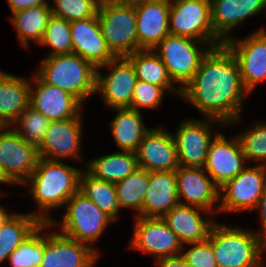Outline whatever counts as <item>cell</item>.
I'll return each instance as SVG.
<instances>
[{
  "label": "cell",
  "instance_id": "1",
  "mask_svg": "<svg viewBox=\"0 0 266 267\" xmlns=\"http://www.w3.org/2000/svg\"><path fill=\"white\" fill-rule=\"evenodd\" d=\"M247 94L237 60L225 44L208 51L193 79L181 90V98L225 127L238 122Z\"/></svg>",
  "mask_w": 266,
  "mask_h": 267
},
{
  "label": "cell",
  "instance_id": "2",
  "mask_svg": "<svg viewBox=\"0 0 266 267\" xmlns=\"http://www.w3.org/2000/svg\"><path fill=\"white\" fill-rule=\"evenodd\" d=\"M80 174V169L62 161L39 158L34 172L24 184L30 183V193L40 210L33 215L41 223H50L52 226L58 224L49 217L47 210L64 206L79 191Z\"/></svg>",
  "mask_w": 266,
  "mask_h": 267
},
{
  "label": "cell",
  "instance_id": "3",
  "mask_svg": "<svg viewBox=\"0 0 266 267\" xmlns=\"http://www.w3.org/2000/svg\"><path fill=\"white\" fill-rule=\"evenodd\" d=\"M217 267H262L266 243L254 232L214 223L208 236Z\"/></svg>",
  "mask_w": 266,
  "mask_h": 267
},
{
  "label": "cell",
  "instance_id": "4",
  "mask_svg": "<svg viewBox=\"0 0 266 267\" xmlns=\"http://www.w3.org/2000/svg\"><path fill=\"white\" fill-rule=\"evenodd\" d=\"M36 74L44 82L71 94L81 104L96 93L97 68L74 53L47 56Z\"/></svg>",
  "mask_w": 266,
  "mask_h": 267
},
{
  "label": "cell",
  "instance_id": "5",
  "mask_svg": "<svg viewBox=\"0 0 266 267\" xmlns=\"http://www.w3.org/2000/svg\"><path fill=\"white\" fill-rule=\"evenodd\" d=\"M97 17L106 45L115 57L138 51L135 5L102 0Z\"/></svg>",
  "mask_w": 266,
  "mask_h": 267
},
{
  "label": "cell",
  "instance_id": "6",
  "mask_svg": "<svg viewBox=\"0 0 266 267\" xmlns=\"http://www.w3.org/2000/svg\"><path fill=\"white\" fill-rule=\"evenodd\" d=\"M201 43L209 45L200 50L197 45ZM211 48L208 42L169 34L153 51L166 66L171 80L182 85L178 86L182 90L193 79L201 60Z\"/></svg>",
  "mask_w": 266,
  "mask_h": 267
},
{
  "label": "cell",
  "instance_id": "7",
  "mask_svg": "<svg viewBox=\"0 0 266 267\" xmlns=\"http://www.w3.org/2000/svg\"><path fill=\"white\" fill-rule=\"evenodd\" d=\"M168 22L171 35L208 42L212 47L224 44L212 28L210 0H170Z\"/></svg>",
  "mask_w": 266,
  "mask_h": 267
},
{
  "label": "cell",
  "instance_id": "8",
  "mask_svg": "<svg viewBox=\"0 0 266 267\" xmlns=\"http://www.w3.org/2000/svg\"><path fill=\"white\" fill-rule=\"evenodd\" d=\"M66 214L59 222L61 233L85 244H93L104 232L107 224L114 222L93 201L81 192L75 193L66 203Z\"/></svg>",
  "mask_w": 266,
  "mask_h": 267
},
{
  "label": "cell",
  "instance_id": "9",
  "mask_svg": "<svg viewBox=\"0 0 266 267\" xmlns=\"http://www.w3.org/2000/svg\"><path fill=\"white\" fill-rule=\"evenodd\" d=\"M266 184V165L246 167L233 179L219 188L224 192L219 196L221 204L217 206L218 212H233L255 210Z\"/></svg>",
  "mask_w": 266,
  "mask_h": 267
},
{
  "label": "cell",
  "instance_id": "10",
  "mask_svg": "<svg viewBox=\"0 0 266 267\" xmlns=\"http://www.w3.org/2000/svg\"><path fill=\"white\" fill-rule=\"evenodd\" d=\"M39 158L37 146L26 142L11 126L0 127V165L16 184H24Z\"/></svg>",
  "mask_w": 266,
  "mask_h": 267
},
{
  "label": "cell",
  "instance_id": "11",
  "mask_svg": "<svg viewBox=\"0 0 266 267\" xmlns=\"http://www.w3.org/2000/svg\"><path fill=\"white\" fill-rule=\"evenodd\" d=\"M211 123L220 127L225 126L221 121L211 118H206L205 122L187 119L180 124L176 134L173 135L179 166L203 168L209 144L212 137H215L212 136Z\"/></svg>",
  "mask_w": 266,
  "mask_h": 267
},
{
  "label": "cell",
  "instance_id": "12",
  "mask_svg": "<svg viewBox=\"0 0 266 267\" xmlns=\"http://www.w3.org/2000/svg\"><path fill=\"white\" fill-rule=\"evenodd\" d=\"M224 44L235 56L243 86L250 93L266 80V30L261 28L239 41L231 37Z\"/></svg>",
  "mask_w": 266,
  "mask_h": 267
},
{
  "label": "cell",
  "instance_id": "13",
  "mask_svg": "<svg viewBox=\"0 0 266 267\" xmlns=\"http://www.w3.org/2000/svg\"><path fill=\"white\" fill-rule=\"evenodd\" d=\"M131 247L150 253L155 260L181 255L183 244L162 218H135Z\"/></svg>",
  "mask_w": 266,
  "mask_h": 267
},
{
  "label": "cell",
  "instance_id": "14",
  "mask_svg": "<svg viewBox=\"0 0 266 267\" xmlns=\"http://www.w3.org/2000/svg\"><path fill=\"white\" fill-rule=\"evenodd\" d=\"M111 68L102 76L100 69ZM137 76L132 63L126 57H115L97 68L96 93L100 92L104 103L114 108H130Z\"/></svg>",
  "mask_w": 266,
  "mask_h": 267
},
{
  "label": "cell",
  "instance_id": "15",
  "mask_svg": "<svg viewBox=\"0 0 266 267\" xmlns=\"http://www.w3.org/2000/svg\"><path fill=\"white\" fill-rule=\"evenodd\" d=\"M246 161L238 137L227 140L217 132L209 144L203 169L220 188L247 167Z\"/></svg>",
  "mask_w": 266,
  "mask_h": 267
},
{
  "label": "cell",
  "instance_id": "16",
  "mask_svg": "<svg viewBox=\"0 0 266 267\" xmlns=\"http://www.w3.org/2000/svg\"><path fill=\"white\" fill-rule=\"evenodd\" d=\"M99 253L94 247L61 232L44 234V255L40 267H93Z\"/></svg>",
  "mask_w": 266,
  "mask_h": 267
},
{
  "label": "cell",
  "instance_id": "17",
  "mask_svg": "<svg viewBox=\"0 0 266 267\" xmlns=\"http://www.w3.org/2000/svg\"><path fill=\"white\" fill-rule=\"evenodd\" d=\"M81 115L79 113L76 117L51 121L42 143L38 146L40 158L51 161L80 158Z\"/></svg>",
  "mask_w": 266,
  "mask_h": 267
},
{
  "label": "cell",
  "instance_id": "18",
  "mask_svg": "<svg viewBox=\"0 0 266 267\" xmlns=\"http://www.w3.org/2000/svg\"><path fill=\"white\" fill-rule=\"evenodd\" d=\"M205 172L203 168L179 166L175 171L177 199L179 204L195 206L214 213V203H217L221 193ZM181 198H184L185 202H182Z\"/></svg>",
  "mask_w": 266,
  "mask_h": 267
},
{
  "label": "cell",
  "instance_id": "19",
  "mask_svg": "<svg viewBox=\"0 0 266 267\" xmlns=\"http://www.w3.org/2000/svg\"><path fill=\"white\" fill-rule=\"evenodd\" d=\"M138 167L148 172H175L179 167L176 144L168 130L150 129L136 151Z\"/></svg>",
  "mask_w": 266,
  "mask_h": 267
},
{
  "label": "cell",
  "instance_id": "20",
  "mask_svg": "<svg viewBox=\"0 0 266 267\" xmlns=\"http://www.w3.org/2000/svg\"><path fill=\"white\" fill-rule=\"evenodd\" d=\"M32 78L36 85L33 86L31 82L30 106L33 109L39 111L50 121L69 119L80 113L83 105L74 96L44 82L37 74Z\"/></svg>",
  "mask_w": 266,
  "mask_h": 267
},
{
  "label": "cell",
  "instance_id": "21",
  "mask_svg": "<svg viewBox=\"0 0 266 267\" xmlns=\"http://www.w3.org/2000/svg\"><path fill=\"white\" fill-rule=\"evenodd\" d=\"M138 50H153L169 31L170 0H153L135 5Z\"/></svg>",
  "mask_w": 266,
  "mask_h": 267
},
{
  "label": "cell",
  "instance_id": "22",
  "mask_svg": "<svg viewBox=\"0 0 266 267\" xmlns=\"http://www.w3.org/2000/svg\"><path fill=\"white\" fill-rule=\"evenodd\" d=\"M73 53L92 63L96 68L115 58L106 45L97 15L70 22Z\"/></svg>",
  "mask_w": 266,
  "mask_h": 267
},
{
  "label": "cell",
  "instance_id": "23",
  "mask_svg": "<svg viewBox=\"0 0 266 267\" xmlns=\"http://www.w3.org/2000/svg\"><path fill=\"white\" fill-rule=\"evenodd\" d=\"M210 3L212 28L223 43L231 38V30L240 22L266 9V0H210Z\"/></svg>",
  "mask_w": 266,
  "mask_h": 267
},
{
  "label": "cell",
  "instance_id": "24",
  "mask_svg": "<svg viewBox=\"0 0 266 267\" xmlns=\"http://www.w3.org/2000/svg\"><path fill=\"white\" fill-rule=\"evenodd\" d=\"M201 211L210 213L195 206L178 203L162 219L185 246L188 243L202 242L208 239L214 222L202 218Z\"/></svg>",
  "mask_w": 266,
  "mask_h": 267
},
{
  "label": "cell",
  "instance_id": "25",
  "mask_svg": "<svg viewBox=\"0 0 266 267\" xmlns=\"http://www.w3.org/2000/svg\"><path fill=\"white\" fill-rule=\"evenodd\" d=\"M178 204L175 172H149L142 212L138 217L162 218Z\"/></svg>",
  "mask_w": 266,
  "mask_h": 267
},
{
  "label": "cell",
  "instance_id": "26",
  "mask_svg": "<svg viewBox=\"0 0 266 267\" xmlns=\"http://www.w3.org/2000/svg\"><path fill=\"white\" fill-rule=\"evenodd\" d=\"M30 80L3 73L0 76V126H12L30 106Z\"/></svg>",
  "mask_w": 266,
  "mask_h": 267
},
{
  "label": "cell",
  "instance_id": "27",
  "mask_svg": "<svg viewBox=\"0 0 266 267\" xmlns=\"http://www.w3.org/2000/svg\"><path fill=\"white\" fill-rule=\"evenodd\" d=\"M118 112L111 121V131L116 145L127 152L136 153L139 144L150 130L145 128L141 112L130 108H114Z\"/></svg>",
  "mask_w": 266,
  "mask_h": 267
},
{
  "label": "cell",
  "instance_id": "28",
  "mask_svg": "<svg viewBox=\"0 0 266 267\" xmlns=\"http://www.w3.org/2000/svg\"><path fill=\"white\" fill-rule=\"evenodd\" d=\"M87 172L93 177L110 183L124 180L137 170L136 153L121 151L104 155L87 163Z\"/></svg>",
  "mask_w": 266,
  "mask_h": 267
},
{
  "label": "cell",
  "instance_id": "29",
  "mask_svg": "<svg viewBox=\"0 0 266 267\" xmlns=\"http://www.w3.org/2000/svg\"><path fill=\"white\" fill-rule=\"evenodd\" d=\"M126 58L132 63L138 80L163 87L181 97V89L173 87L166 66L153 50H138Z\"/></svg>",
  "mask_w": 266,
  "mask_h": 267
},
{
  "label": "cell",
  "instance_id": "30",
  "mask_svg": "<svg viewBox=\"0 0 266 267\" xmlns=\"http://www.w3.org/2000/svg\"><path fill=\"white\" fill-rule=\"evenodd\" d=\"M12 24L17 30L19 43L28 48L29 40L40 43L43 39L49 18L52 16L51 6H35L14 12Z\"/></svg>",
  "mask_w": 266,
  "mask_h": 267
},
{
  "label": "cell",
  "instance_id": "31",
  "mask_svg": "<svg viewBox=\"0 0 266 267\" xmlns=\"http://www.w3.org/2000/svg\"><path fill=\"white\" fill-rule=\"evenodd\" d=\"M79 192L94 202V204L114 221L120 210L117 190L114 183L97 179L87 171H81L79 177Z\"/></svg>",
  "mask_w": 266,
  "mask_h": 267
},
{
  "label": "cell",
  "instance_id": "32",
  "mask_svg": "<svg viewBox=\"0 0 266 267\" xmlns=\"http://www.w3.org/2000/svg\"><path fill=\"white\" fill-rule=\"evenodd\" d=\"M148 186L149 172L142 168H138L124 180L115 183L120 209L132 208L140 215Z\"/></svg>",
  "mask_w": 266,
  "mask_h": 267
},
{
  "label": "cell",
  "instance_id": "33",
  "mask_svg": "<svg viewBox=\"0 0 266 267\" xmlns=\"http://www.w3.org/2000/svg\"><path fill=\"white\" fill-rule=\"evenodd\" d=\"M42 223L8 257L11 267H40L44 255V235L41 231L51 227Z\"/></svg>",
  "mask_w": 266,
  "mask_h": 267
},
{
  "label": "cell",
  "instance_id": "34",
  "mask_svg": "<svg viewBox=\"0 0 266 267\" xmlns=\"http://www.w3.org/2000/svg\"><path fill=\"white\" fill-rule=\"evenodd\" d=\"M42 223L31 214H12L0 228V243L3 246H19Z\"/></svg>",
  "mask_w": 266,
  "mask_h": 267
},
{
  "label": "cell",
  "instance_id": "35",
  "mask_svg": "<svg viewBox=\"0 0 266 267\" xmlns=\"http://www.w3.org/2000/svg\"><path fill=\"white\" fill-rule=\"evenodd\" d=\"M39 44L52 47V51H50L48 56L72 54L70 22L52 15L49 18L43 39Z\"/></svg>",
  "mask_w": 266,
  "mask_h": 267
},
{
  "label": "cell",
  "instance_id": "36",
  "mask_svg": "<svg viewBox=\"0 0 266 267\" xmlns=\"http://www.w3.org/2000/svg\"><path fill=\"white\" fill-rule=\"evenodd\" d=\"M20 126L18 128V126ZM51 121L31 106L27 107L11 126L26 142L39 146L48 130Z\"/></svg>",
  "mask_w": 266,
  "mask_h": 267
},
{
  "label": "cell",
  "instance_id": "37",
  "mask_svg": "<svg viewBox=\"0 0 266 267\" xmlns=\"http://www.w3.org/2000/svg\"><path fill=\"white\" fill-rule=\"evenodd\" d=\"M54 4L52 15L71 22L96 16L100 0H54Z\"/></svg>",
  "mask_w": 266,
  "mask_h": 267
},
{
  "label": "cell",
  "instance_id": "38",
  "mask_svg": "<svg viewBox=\"0 0 266 267\" xmlns=\"http://www.w3.org/2000/svg\"><path fill=\"white\" fill-rule=\"evenodd\" d=\"M251 128L237 137L246 160H255L256 162L262 160V165H264L263 160L266 161V123L260 122Z\"/></svg>",
  "mask_w": 266,
  "mask_h": 267
},
{
  "label": "cell",
  "instance_id": "39",
  "mask_svg": "<svg viewBox=\"0 0 266 267\" xmlns=\"http://www.w3.org/2000/svg\"><path fill=\"white\" fill-rule=\"evenodd\" d=\"M165 91L163 87L137 80L131 99V109L140 112V108H158Z\"/></svg>",
  "mask_w": 266,
  "mask_h": 267
},
{
  "label": "cell",
  "instance_id": "40",
  "mask_svg": "<svg viewBox=\"0 0 266 267\" xmlns=\"http://www.w3.org/2000/svg\"><path fill=\"white\" fill-rule=\"evenodd\" d=\"M188 245L192 247L186 252L182 251L181 256L190 267H217L213 247L208 239Z\"/></svg>",
  "mask_w": 266,
  "mask_h": 267
},
{
  "label": "cell",
  "instance_id": "41",
  "mask_svg": "<svg viewBox=\"0 0 266 267\" xmlns=\"http://www.w3.org/2000/svg\"><path fill=\"white\" fill-rule=\"evenodd\" d=\"M9 7L14 12L35 6H50L46 0H7Z\"/></svg>",
  "mask_w": 266,
  "mask_h": 267
},
{
  "label": "cell",
  "instance_id": "42",
  "mask_svg": "<svg viewBox=\"0 0 266 267\" xmlns=\"http://www.w3.org/2000/svg\"><path fill=\"white\" fill-rule=\"evenodd\" d=\"M259 208V212H260V218H261V223H262V230L263 232L259 233L256 232V234L266 243V184L264 186V190L263 193L259 199V202L257 204V207Z\"/></svg>",
  "mask_w": 266,
  "mask_h": 267
},
{
  "label": "cell",
  "instance_id": "43",
  "mask_svg": "<svg viewBox=\"0 0 266 267\" xmlns=\"http://www.w3.org/2000/svg\"><path fill=\"white\" fill-rule=\"evenodd\" d=\"M156 261L158 263V267H190L181 255L161 258L157 259Z\"/></svg>",
  "mask_w": 266,
  "mask_h": 267
},
{
  "label": "cell",
  "instance_id": "44",
  "mask_svg": "<svg viewBox=\"0 0 266 267\" xmlns=\"http://www.w3.org/2000/svg\"><path fill=\"white\" fill-rule=\"evenodd\" d=\"M18 246H3L0 243V263L8 259L10 254L17 249Z\"/></svg>",
  "mask_w": 266,
  "mask_h": 267
},
{
  "label": "cell",
  "instance_id": "45",
  "mask_svg": "<svg viewBox=\"0 0 266 267\" xmlns=\"http://www.w3.org/2000/svg\"><path fill=\"white\" fill-rule=\"evenodd\" d=\"M0 183H12L16 184L6 173V171L0 165Z\"/></svg>",
  "mask_w": 266,
  "mask_h": 267
},
{
  "label": "cell",
  "instance_id": "46",
  "mask_svg": "<svg viewBox=\"0 0 266 267\" xmlns=\"http://www.w3.org/2000/svg\"><path fill=\"white\" fill-rule=\"evenodd\" d=\"M12 214L5 212V209L0 206V228L10 218Z\"/></svg>",
  "mask_w": 266,
  "mask_h": 267
},
{
  "label": "cell",
  "instance_id": "47",
  "mask_svg": "<svg viewBox=\"0 0 266 267\" xmlns=\"http://www.w3.org/2000/svg\"><path fill=\"white\" fill-rule=\"evenodd\" d=\"M116 1L123 2V3H128V4H131V5H136V4H139V3H143V2H147V1H153V0H116Z\"/></svg>",
  "mask_w": 266,
  "mask_h": 267
}]
</instances>
